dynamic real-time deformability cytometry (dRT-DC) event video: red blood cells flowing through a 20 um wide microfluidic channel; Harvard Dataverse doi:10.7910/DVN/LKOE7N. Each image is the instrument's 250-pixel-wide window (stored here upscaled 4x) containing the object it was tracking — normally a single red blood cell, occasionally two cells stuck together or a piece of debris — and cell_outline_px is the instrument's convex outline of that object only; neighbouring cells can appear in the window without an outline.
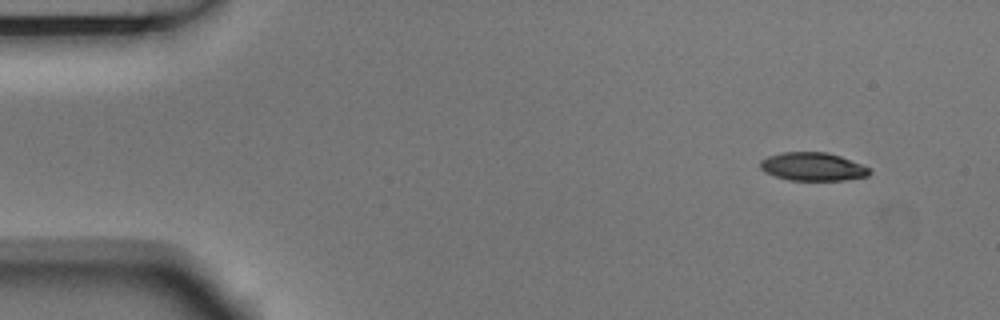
{"species": "Egyptian fruit bat (a non-hibernating species)", "species_latin": "Rousettus aegyptiacus", "temperature_condition": "room temperature", "stored_images_in_passage": 5, "camera_frame_rate_fps": 3000, "um_per_image_px": 0.085, "animal": {"sex": "male"}, "frame": {"image": 1, "passage_image": 1, "time_ms": 0.0, "image_size_px": [1000, 320], "cell_outline_px": [[872, 172], [868, 176], [844, 180], [788, 180], [764, 172], [760, 168], [760, 160], [768, 156], [784, 152], [828, 152], [840, 156], [872, 168]], "centroid_in_image_um": [69.11, 14.16], "position_along_channel_um": 15.9, "area_um2": 18.09}}
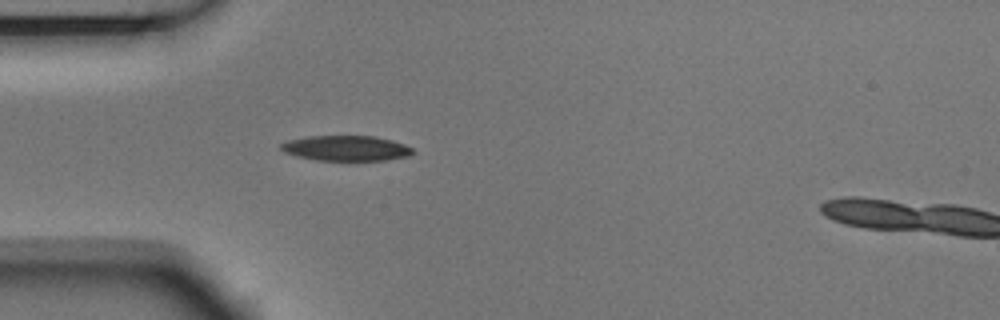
{"frame": {"image": 2, "passage_image": 4, "time_ms": 1.0, "image_size_px": [1000, 320], "cell_outline_px": [[416, 152], [408, 156], [384, 160], [316, 160], [284, 152], [280, 148], [280, 144], [288, 140], [308, 136], [376, 136], [392, 140], [404, 144], [412, 148]], "centroid_in_image_um": [29.44, 12.59], "position_along_channel_um": 55.6, "area_um2": 19.31}}